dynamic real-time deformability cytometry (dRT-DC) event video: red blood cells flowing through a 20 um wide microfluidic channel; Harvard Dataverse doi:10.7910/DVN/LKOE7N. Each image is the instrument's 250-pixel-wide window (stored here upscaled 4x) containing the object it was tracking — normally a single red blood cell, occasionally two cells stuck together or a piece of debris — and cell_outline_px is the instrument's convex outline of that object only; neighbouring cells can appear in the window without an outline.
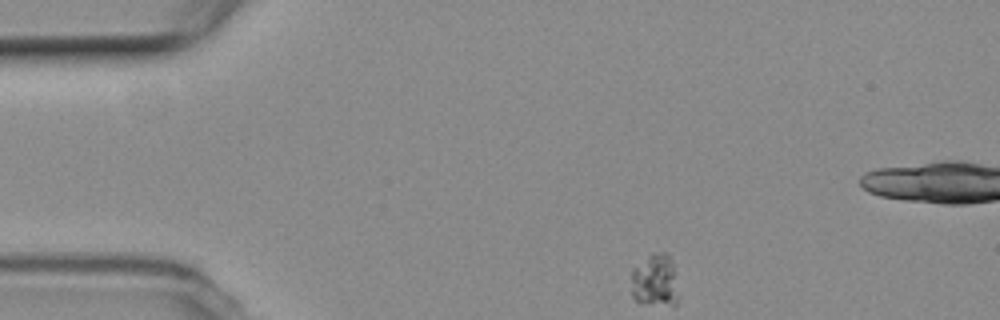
{"species": "common noctule bat (a hibernating species)", "species_latin": "Nyctalus noctula", "temperature_condition": "room temperature", "stored_images_in_passage": 3, "camera_frame_rate_fps": 3000, "um_per_image_px": 0.085, "animal": {"sex": "female", "body_mass_g": 19.3, "forearm_length_mm": 54.1}, "frame": {"image": 1, "passage_image": 1, "time_ms": 0.0, "image_size_px": [1000, 320], "cell_outline_px": [[680, 296], [676, 304], [640, 304], [632, 296], [632, 272], [652, 252], [664, 252], [672, 260]], "centroid_in_image_um": [55.72, 23.87], "position_along_channel_um": 29.3, "area_um2": 14.51}}